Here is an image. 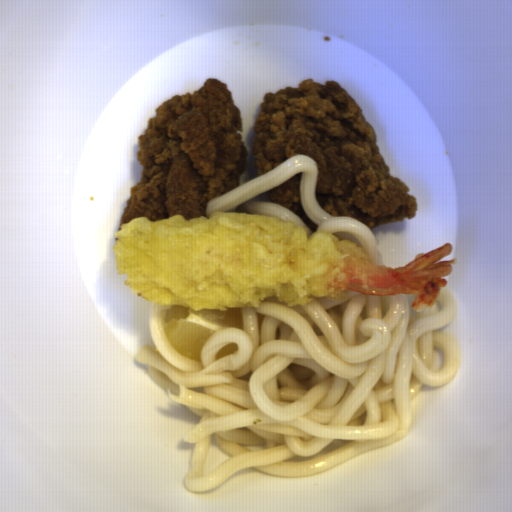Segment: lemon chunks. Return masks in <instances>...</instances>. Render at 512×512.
I'll use <instances>...</instances> for the list:
<instances>
[{
    "instance_id": "lemon-chunks-2",
    "label": "lemon chunks",
    "mask_w": 512,
    "mask_h": 512,
    "mask_svg": "<svg viewBox=\"0 0 512 512\" xmlns=\"http://www.w3.org/2000/svg\"><path fill=\"white\" fill-rule=\"evenodd\" d=\"M235 351H238V346L236 343L233 344H227L223 346L215 355L216 360H219L223 357H226L228 355H231Z\"/></svg>"
},
{
    "instance_id": "lemon-chunks-1",
    "label": "lemon chunks",
    "mask_w": 512,
    "mask_h": 512,
    "mask_svg": "<svg viewBox=\"0 0 512 512\" xmlns=\"http://www.w3.org/2000/svg\"><path fill=\"white\" fill-rule=\"evenodd\" d=\"M162 326L171 345L180 354L199 362L202 346L210 336L228 327L244 330L241 308L193 311L171 305L163 315Z\"/></svg>"
}]
</instances>
